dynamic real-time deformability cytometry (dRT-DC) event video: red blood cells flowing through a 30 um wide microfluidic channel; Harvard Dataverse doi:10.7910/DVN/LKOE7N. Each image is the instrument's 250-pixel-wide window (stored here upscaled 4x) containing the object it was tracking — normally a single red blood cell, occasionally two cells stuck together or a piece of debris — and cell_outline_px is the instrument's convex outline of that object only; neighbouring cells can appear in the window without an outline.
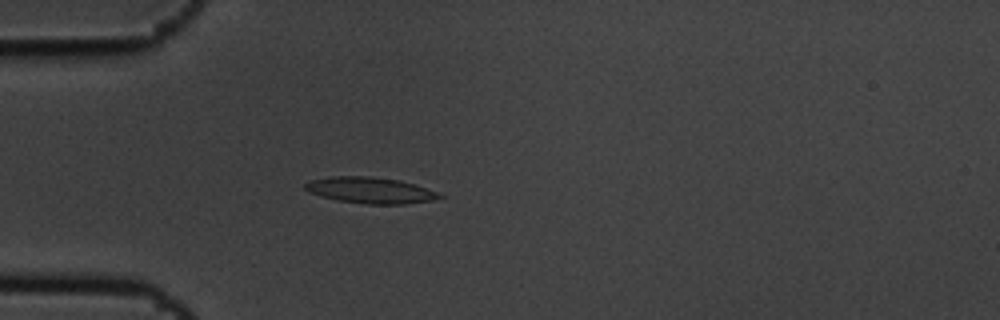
{"species": "common noctule bat (a hibernating species)", "species_latin": "Nyctalus noctula", "temperature_condition": "cold", "stored_images_in_passage": 5, "camera_frame_rate_fps": 3000, "um_per_image_px": 0.085, "animal": {"sex": "male", "body_mass_g": 19.5, "forearm_length_mm": 54.6}, "frame": {"image": 1, "passage_image": 5, "time_ms": 1.333, "image_size_px": [1000, 320], "cell_outline_px": [[444, 196], [432, 200], [404, 204], [368, 204], [340, 200], [320, 196], [308, 192], [304, 188], [304, 184], [308, 180], [328, 176], [372, 176], [400, 180], [436, 192]], "centroid_in_image_um": [31.39, 16.16], "position_along_channel_um": 53.6, "area_um2": 20.35}}